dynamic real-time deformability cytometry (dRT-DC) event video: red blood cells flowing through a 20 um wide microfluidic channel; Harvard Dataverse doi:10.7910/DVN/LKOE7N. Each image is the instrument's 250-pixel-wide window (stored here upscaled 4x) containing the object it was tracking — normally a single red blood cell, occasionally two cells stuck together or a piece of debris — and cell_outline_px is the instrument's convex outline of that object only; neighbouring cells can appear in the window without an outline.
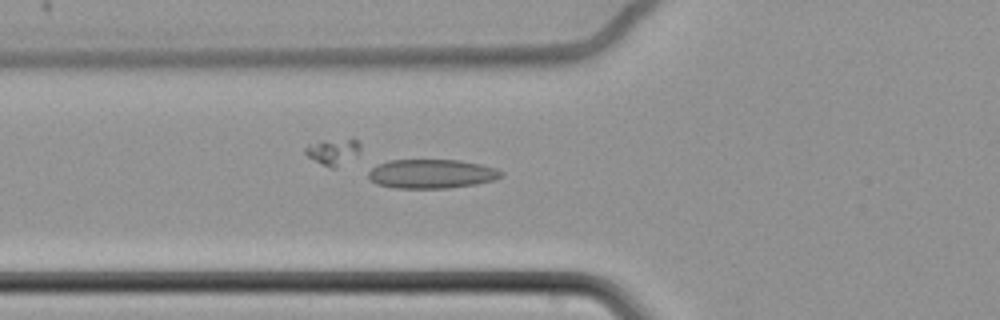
{"species": "common noctule bat (a hibernating species)", "species_latin": "Nyctalus noctula", "temperature_condition": "cold", "stored_images_in_passage": 63, "camera_frame_rate_fps": 3000, "um_per_image_px": 0.085, "animal": {"sex": "female", "body_mass_g": 22.7, "forearm_length_mm": 54.2}, "frame": {"image": 1, "passage_image": 26, "time_ms": 8.333, "image_size_px": [1000, 320], "cell_outline_px": [[504, 176], [496, 180], [476, 184], [448, 188], [396, 188], [376, 184], [368, 176], [368, 172], [372, 168], [388, 160], [460, 160], [480, 164], [496, 168], [504, 172]], "centroid_in_image_um": [36.73, 14.78], "position_along_channel_um": 89.1, "area_um2": 22.6}}
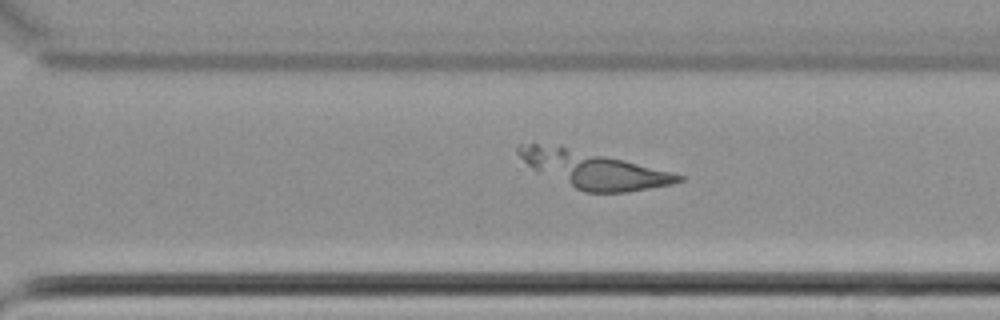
{"frame": {"image": 2, "passage_image": 46, "time_ms": 15.0, "image_size_px": [1000, 320], "cell_outline_px": [[684, 180], [672, 184], [624, 192], [584, 192], [532, 168], [516, 152], [516, 144], [560, 144], [624, 160], [684, 176]], "centroid_in_image_um": [50.39, 14.39], "position_along_channel_um": 320.2, "area_um2": 33.7}}
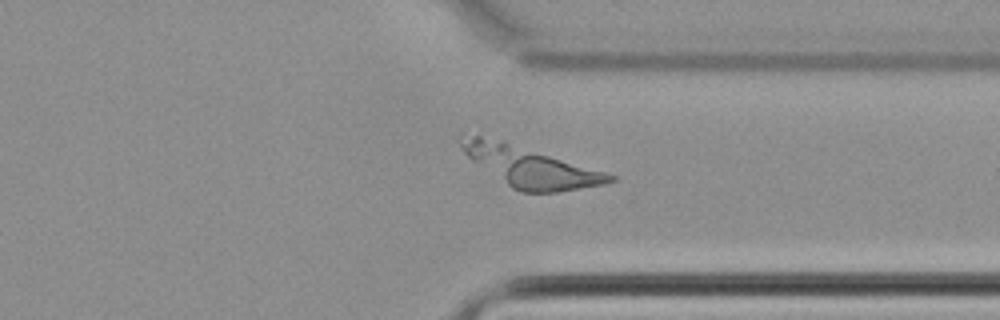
{"frame": {"image": 3, "passage_image": 50, "time_ms": 16.333, "image_size_px": [1000, 320], "cell_outline_px": [[616, 180], [604, 184], [556, 192], [520, 192], [512, 188], [472, 160], [464, 152], [460, 144], [460, 136], [480, 136], [500, 140], [604, 172], [616, 176]], "centroid_in_image_um": [45.06, 14.19], "position_along_channel_um": 366.3, "area_um2": 33.58}}